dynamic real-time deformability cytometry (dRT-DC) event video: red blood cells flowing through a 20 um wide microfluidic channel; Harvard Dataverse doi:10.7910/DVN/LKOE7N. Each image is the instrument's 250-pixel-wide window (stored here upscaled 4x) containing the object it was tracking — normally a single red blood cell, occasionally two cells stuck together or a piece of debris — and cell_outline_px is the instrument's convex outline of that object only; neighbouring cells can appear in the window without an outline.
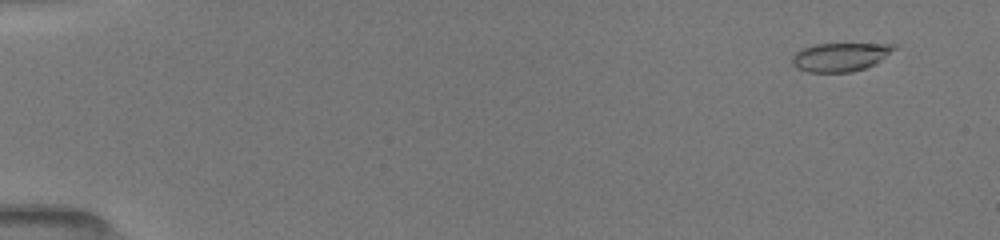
{"species": "common noctule bat (a hibernating species)", "species_latin": "Nyctalus noctula", "temperature_condition": "room temperature", "stored_images_in_passage": 27, "camera_frame_rate_fps": 3000, "um_per_image_px": 0.085, "animal": {"sex": "female", "body_mass_g": 19.5, "forearm_length_mm": 54.1}, "frame": {"image": 1, "passage_image": 3, "time_ms": 1.0, "image_size_px": [1000, 240], "cell_outline_px": [[896, 48], [876, 64], [852, 72], [808, 72], [796, 68], [792, 64], [792, 56], [796, 52], [804, 48], [816, 44], [896, 44]], "centroid_in_image_um": [71.41, 4.85], "position_along_channel_um": 13.6, "area_um2": 16.88}}
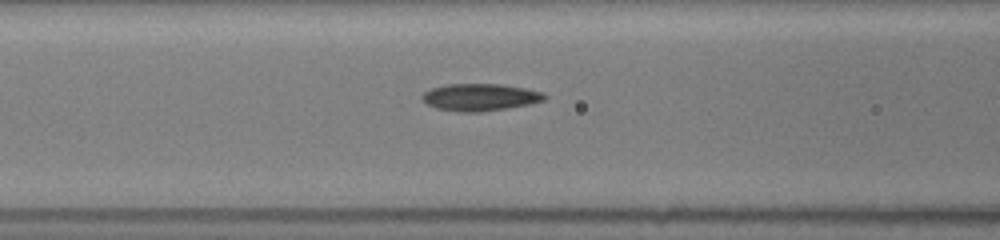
{"frame": {"image": 2, "passage_image": 18, "time_ms": 7.333, "image_size_px": [1000, 240], "cell_outline_px": [[548, 96], [544, 100], [528, 104], [480, 112], [456, 112], [436, 108], [420, 100], [420, 96], [424, 92], [432, 88], [448, 84], [500, 84], [524, 88], [544, 92]], "centroid_in_image_um": [40.77, 8.26], "position_along_channel_um": 125.8, "area_um2": 19.36}}
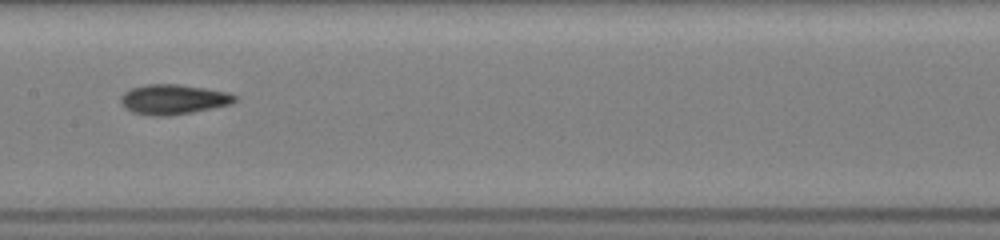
{"frame": {"image": 3, "passage_image": 26, "time_ms": 9.0, "image_size_px": [1000, 240], "cell_outline_px": [[236, 100], [232, 104], [192, 112], [168, 116], [148, 116], [132, 112], [124, 108], [120, 104], [120, 96], [124, 92], [132, 88], [148, 84], [176, 84], [204, 88], [228, 92], [236, 96]], "centroid_in_image_um": [14.69, 8.46], "position_along_channel_um": 192.7, "area_um2": 20.0}}